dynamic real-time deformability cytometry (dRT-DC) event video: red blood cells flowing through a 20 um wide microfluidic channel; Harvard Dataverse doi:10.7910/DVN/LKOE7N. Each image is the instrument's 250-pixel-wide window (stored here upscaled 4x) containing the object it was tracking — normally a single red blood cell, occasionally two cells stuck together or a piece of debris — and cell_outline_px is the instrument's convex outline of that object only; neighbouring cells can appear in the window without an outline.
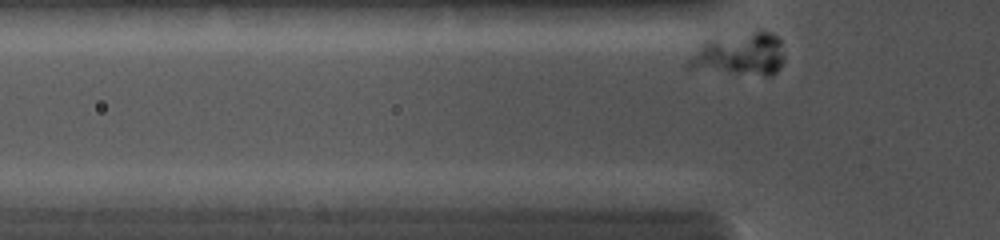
{"species": "common noctule bat (a hibernating species)", "species_latin": "Nyctalus noctula", "temperature_condition": "cold", "stored_images_in_passage": 39, "camera_frame_rate_fps": 5000, "um_per_image_px": 0.085, "animal": {"sex": "female", "body_mass_g": 19.0, "forearm_length_mm": 56.7}, "frame": {"image": 1, "passage_image": 2, "time_ms": 0.2, "image_size_px": [1000, 240], "cell_outline_px": [[784, 64], [772, 76], [764, 76], [684, 68], [684, 64], [704, 44], [756, 32], [768, 32], [776, 36], [780, 40], [784, 56]], "centroid_in_image_um": [62.97, 4.71], "position_along_channel_um": 62.8, "area_um2": 22.77}}
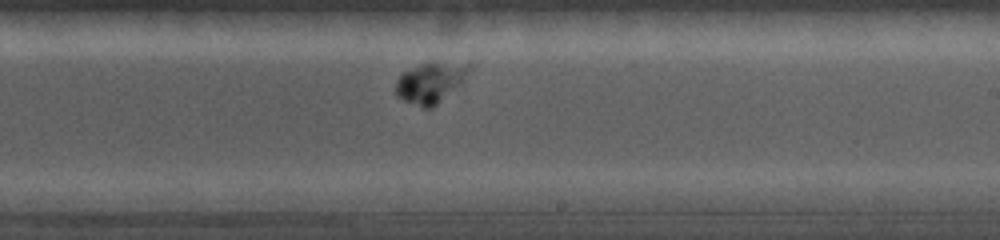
{"frame": {"image": 2, "passage_image": 22, "time_ms": 4.8, "image_size_px": [1000, 240], "cell_outline_px": [[476, 64], [464, 80], [460, 84], [432, 108], [424, 108], [404, 100], [396, 96], [396, 80], [404, 72], [420, 64], [432, 60]], "centroid_in_image_um": [36.65, 6.96], "position_along_channel_um": 252.3, "area_um2": 17.63}}
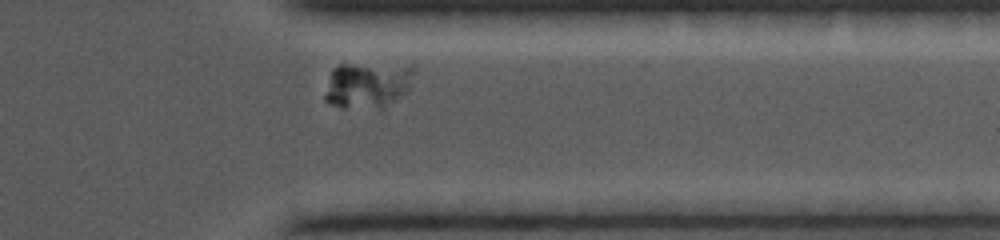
{"frame": {"image": 3, "passage_image": 35, "time_ms": 7.8, "image_size_px": [1000, 240], "cell_outline_px": [[416, 68], [408, 88], [400, 96], [380, 112], [340, 108], [328, 104], [324, 100], [324, 96], [332, 68], [340, 64], [412, 64]], "centroid_in_image_um": [31.24, 7.27], "position_along_channel_um": 380.2, "area_um2": 25.03}}